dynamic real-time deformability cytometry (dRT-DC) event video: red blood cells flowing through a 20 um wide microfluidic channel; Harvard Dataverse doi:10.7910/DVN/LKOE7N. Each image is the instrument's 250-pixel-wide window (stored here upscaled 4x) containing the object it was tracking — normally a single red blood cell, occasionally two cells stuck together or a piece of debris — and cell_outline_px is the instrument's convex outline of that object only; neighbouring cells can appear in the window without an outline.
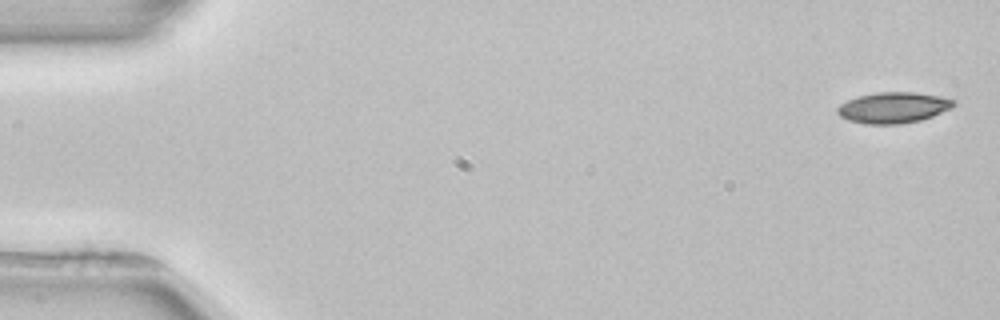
{"species": "common noctule bat (a hibernating species)", "species_latin": "Nyctalus noctula", "temperature_condition": "room temperature", "stored_images_in_passage": 4, "camera_frame_rate_fps": 3000, "um_per_image_px": 0.085, "animal": {"sex": "female", "body_mass_g": 22.7, "forearm_length_mm": 54.2}, "frame": {"image": 1, "passage_image": 1, "time_ms": 0.0, "image_size_px": [1000, 320], "cell_outline_px": [[956, 104], [952, 108], [932, 116], [920, 120], [900, 124], [864, 124], [848, 120], [840, 116], [836, 112], [836, 108], [840, 104], [848, 100], [860, 96], [876, 92], [912, 92], [940, 96], [952, 100]], "centroid_in_image_um": [75.91, 9.15], "position_along_channel_um": 9.1, "area_um2": 20.87}}
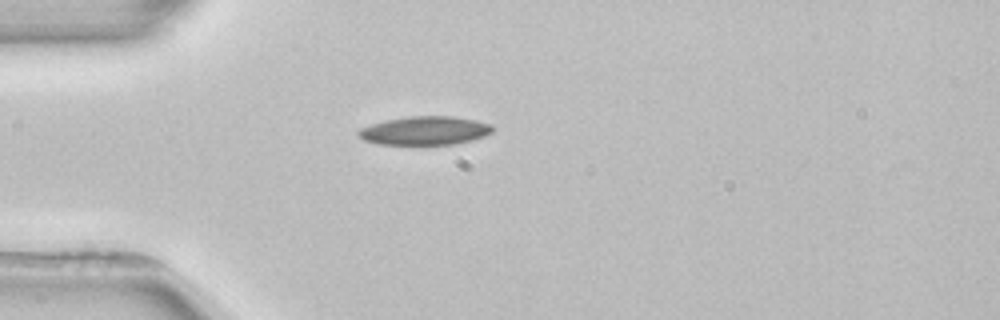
{"frame": {"image": 2, "passage_image": 4, "time_ms": 4.333, "image_size_px": [1000, 320], "cell_outline_px": [[492, 132], [484, 136], [456, 144], [380, 144], [364, 140], [356, 136], [356, 132], [360, 128], [384, 120], [408, 116], [452, 116], [476, 120], [492, 124]], "centroid_in_image_um": [36.09, 11.09], "position_along_channel_um": 48.9, "area_um2": 22.37}}